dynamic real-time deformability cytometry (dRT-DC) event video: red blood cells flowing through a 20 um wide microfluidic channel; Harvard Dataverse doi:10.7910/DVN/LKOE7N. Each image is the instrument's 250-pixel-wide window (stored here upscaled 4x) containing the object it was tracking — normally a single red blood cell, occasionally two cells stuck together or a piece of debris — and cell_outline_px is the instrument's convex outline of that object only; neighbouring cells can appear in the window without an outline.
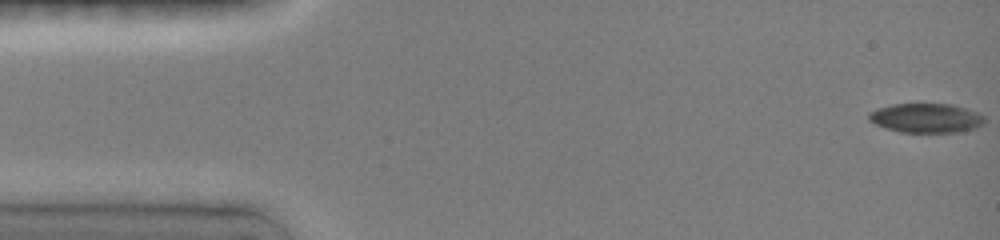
{"species": "common noctule bat (a hibernating species)", "species_latin": "Nyctalus noctula", "temperature_condition": "room temperature", "stored_images_in_passage": 18, "camera_frame_rate_fps": 3000, "um_per_image_px": 0.085, "animal": {"sex": "female", "body_mass_g": 19.0, "forearm_length_mm": 51.5}, "frame": {"image": 1, "passage_image": 1, "time_ms": 0.0, "image_size_px": [1000, 240], "cell_outline_px": [[984, 124], [976, 128], [956, 132], [900, 132], [876, 124], [868, 120], [868, 112], [876, 108], [892, 104], [952, 104], [976, 112], [984, 116]], "centroid_in_image_um": [78.7, 10.03], "position_along_channel_um": 6.3, "area_um2": 19.71}}
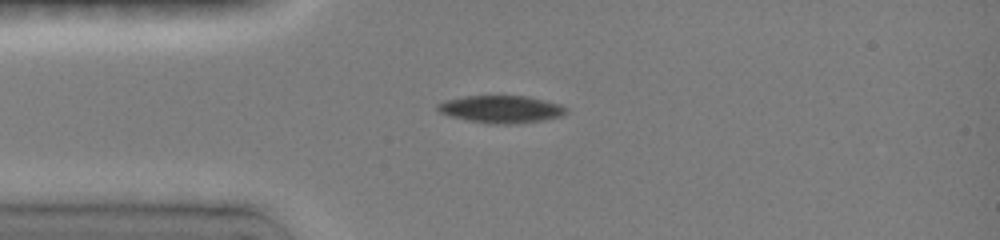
{"frame": {"image": 2, "passage_image": 11, "time_ms": 3.667, "image_size_px": [1000, 240], "cell_outline_px": [[568, 112], [564, 116], [540, 120], [512, 124], [492, 124], [468, 120], [448, 116], [440, 112], [436, 108], [436, 104], [444, 100], [464, 96], [528, 96], [560, 104], [568, 108]], "centroid_in_image_um": [42.59, 9.28], "position_along_channel_um": 42.4, "area_um2": 20.63}}